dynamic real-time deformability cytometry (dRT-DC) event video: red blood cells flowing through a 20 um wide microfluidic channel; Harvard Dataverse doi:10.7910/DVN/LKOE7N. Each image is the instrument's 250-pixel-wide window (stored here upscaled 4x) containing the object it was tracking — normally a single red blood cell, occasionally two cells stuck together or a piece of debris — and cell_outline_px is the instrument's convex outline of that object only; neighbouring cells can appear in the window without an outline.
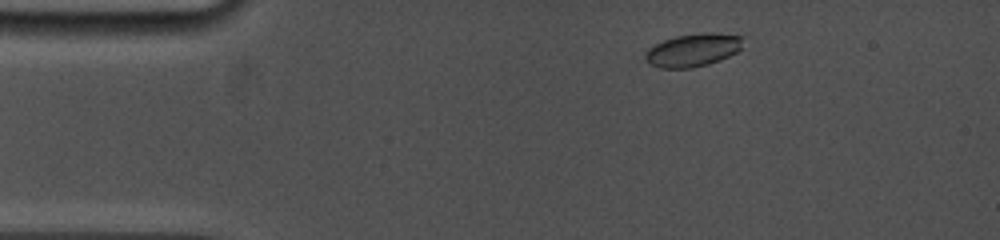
{"species": "common noctule bat (a hibernating species)", "species_latin": "Nyctalus noctula", "temperature_condition": "cold", "stored_images_in_passage": 12, "camera_frame_rate_fps": 5000, "um_per_image_px": 0.085, "animal": {"sex": "female", "body_mass_g": 19.0, "forearm_length_mm": 53.3}, "frame": {"image": 1, "passage_image": 2, "time_ms": 0.8, "image_size_px": [1000, 240], "cell_outline_px": [[744, 40], [740, 48], [736, 52], [720, 60], [708, 64], [692, 68], [660, 68], [652, 64], [644, 56], [644, 52], [648, 48], [664, 40], [676, 36], [700, 32], [712, 32], [744, 36]], "centroid_in_image_um": [58.93, 4.24], "position_along_channel_um": 26.1, "area_um2": 18.84}}
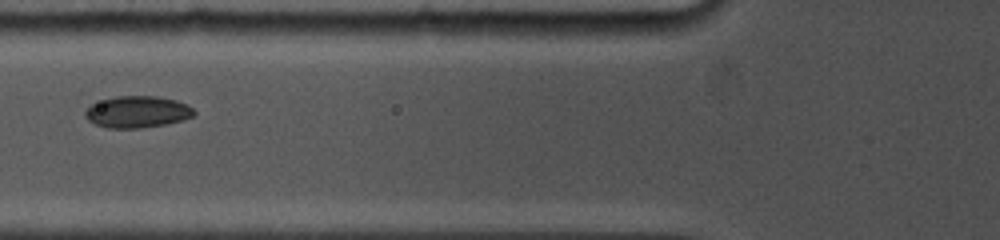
{"frame": {"image": 2, "passage_image": 8, "time_ms": 4.6, "image_size_px": [1000, 240], "cell_outline_px": [[196, 112], [192, 116], [184, 120], [164, 124], [140, 128], [108, 128], [96, 124], [88, 120], [84, 116], [84, 112], [92, 104], [116, 96], [156, 96], [176, 100], [188, 104]], "centroid_in_image_um": [11.69, 9.51], "position_along_channel_um": 114.1, "area_um2": 20.0}}
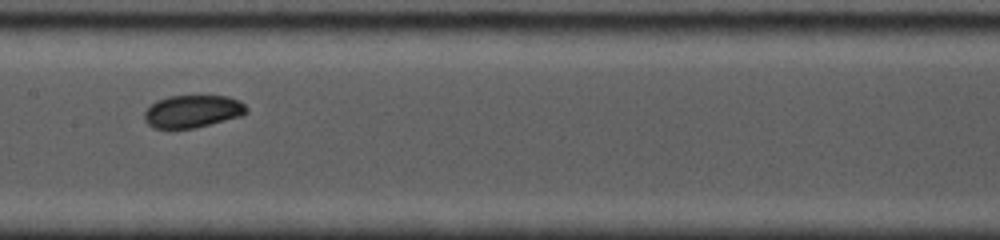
{"frame": {"image": 3, "passage_image": 11, "time_ms": 6.6, "image_size_px": [1000, 240], "cell_outline_px": [[248, 112], [240, 116], [196, 128], [152, 128], [144, 120], [144, 112], [156, 100], [168, 96], [228, 96], [240, 100], [248, 108]], "centroid_in_image_um": [16.37, 9.46], "position_along_channel_um": 191.0, "area_um2": 19.42}}